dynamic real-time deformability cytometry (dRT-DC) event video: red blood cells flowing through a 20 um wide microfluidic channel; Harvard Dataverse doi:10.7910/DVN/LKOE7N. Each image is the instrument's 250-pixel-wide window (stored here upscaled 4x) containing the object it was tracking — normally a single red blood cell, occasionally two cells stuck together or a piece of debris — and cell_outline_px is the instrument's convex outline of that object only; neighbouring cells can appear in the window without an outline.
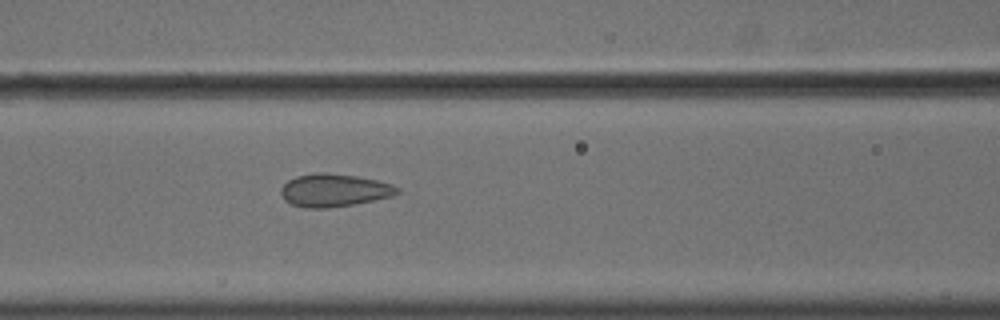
{"species": "common noctule bat (a hibernating species)", "species_latin": "Nyctalus noctula", "temperature_condition": "cold", "stored_images_in_passage": 23, "camera_frame_rate_fps": 3000, "um_per_image_px": 0.085, "animal": {"sex": "male", "body_mass_g": 18.8}, "frame": {"image": 1, "passage_image": 19, "time_ms": 6.0, "image_size_px": [1000, 320], "cell_outline_px": [[400, 192], [392, 196], [352, 204], [328, 208], [304, 208], [292, 204], [284, 200], [280, 192], [280, 188], [288, 180], [296, 176], [316, 172], [324, 172], [356, 176], [376, 180], [392, 184], [400, 188]], "centroid_in_image_um": [28.37, 16.17], "position_along_channel_um": 138.2, "area_um2": 22.25}}
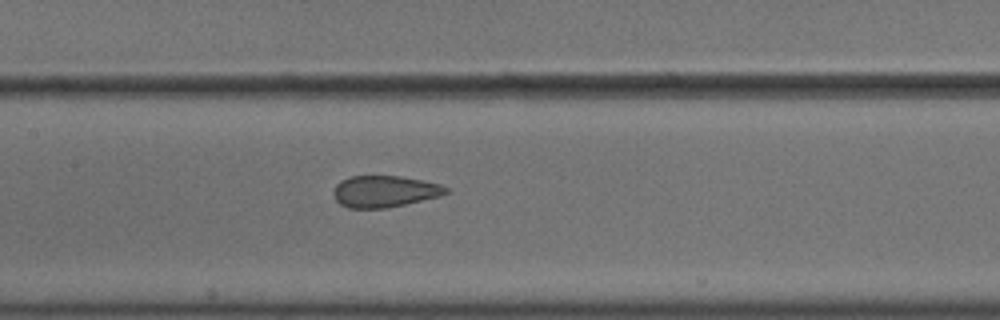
{"frame": {"image": 2, "passage_image": 22, "time_ms": 7.0, "image_size_px": [1000, 320], "cell_outline_px": [[448, 192], [440, 196], [388, 208], [348, 208], [340, 204], [336, 200], [332, 192], [336, 184], [340, 180], [352, 176], [400, 176], [424, 180], [440, 184], [448, 188]], "centroid_in_image_um": [32.67, 16.27], "position_along_channel_um": 174.7, "area_um2": 20.81}}